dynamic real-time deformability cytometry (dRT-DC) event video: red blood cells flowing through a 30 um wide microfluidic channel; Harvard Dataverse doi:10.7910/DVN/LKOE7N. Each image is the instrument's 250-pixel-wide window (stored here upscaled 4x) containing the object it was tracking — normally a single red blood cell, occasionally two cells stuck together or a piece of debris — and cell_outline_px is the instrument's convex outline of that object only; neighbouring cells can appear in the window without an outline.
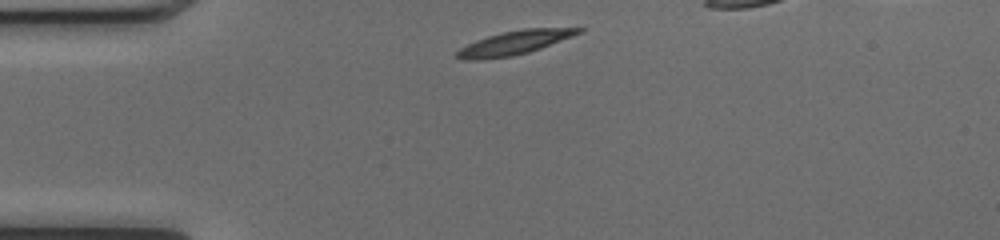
{"species": "common noctule bat (a hibernating species)", "species_latin": "Nyctalus noctula", "temperature_condition": "cold", "stored_images_in_passage": 34, "segment_of_instrument_passage": [1, 2], "camera_frame_rate_fps": 3000, "um_per_image_px": 0.085, "animal": {"sex": "female", "body_mass_g": 17.0, "forearm_length_mm": 48.0}, "frame": {"image": 1, "passage_image": 1, "time_ms": 0.0, "image_size_px": [1000, 240], "cell_outline_px": [[584, 28], [580, 32], [572, 36], [540, 48], [528, 52], [512, 56], [480, 60], [464, 60], [456, 56], [456, 52], [460, 48], [476, 40], [488, 36], [504, 32], [524, 28]], "centroid_in_image_um": [43.67, 3.64], "position_along_channel_um": 41.3, "area_um2": 16.59}}
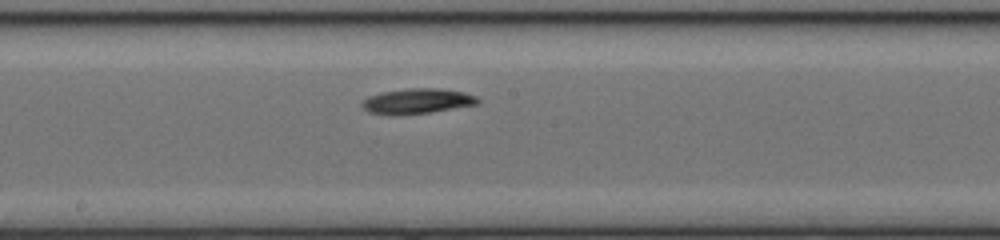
{"frame": {"image": 2, "passage_image": 16, "time_ms": 5.0, "image_size_px": [1000, 240], "cell_outline_px": [[480, 104], [432, 112], [392, 116], [388, 116], [368, 112], [360, 104], [368, 96], [380, 92], [408, 88], [440, 88], [464, 92], [476, 96], [480, 100]], "centroid_in_image_um": [35.45, 8.6], "position_along_channel_um": 212.7, "area_um2": 17.4}}
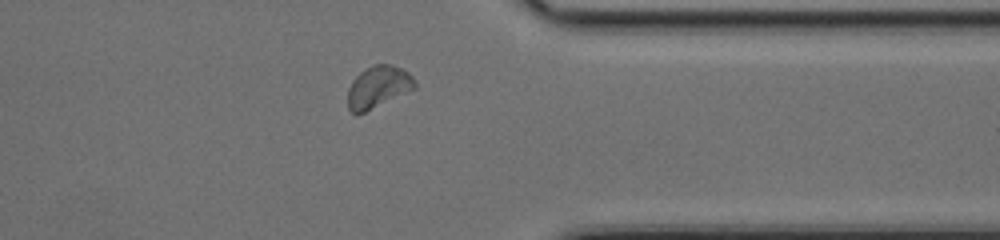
{"frame": {"image": 3, "passage_image": 29, "time_ms": 9.333, "image_size_px": [1000, 240], "cell_outline_px": [[416, 88], [356, 116], [348, 108], [348, 88], [352, 80], [364, 68], [372, 64], [392, 64], [408, 72], [412, 76], [416, 84]], "centroid_in_image_um": [32.12, 7.38], "position_along_channel_um": 379.3, "area_um2": 16.47}}